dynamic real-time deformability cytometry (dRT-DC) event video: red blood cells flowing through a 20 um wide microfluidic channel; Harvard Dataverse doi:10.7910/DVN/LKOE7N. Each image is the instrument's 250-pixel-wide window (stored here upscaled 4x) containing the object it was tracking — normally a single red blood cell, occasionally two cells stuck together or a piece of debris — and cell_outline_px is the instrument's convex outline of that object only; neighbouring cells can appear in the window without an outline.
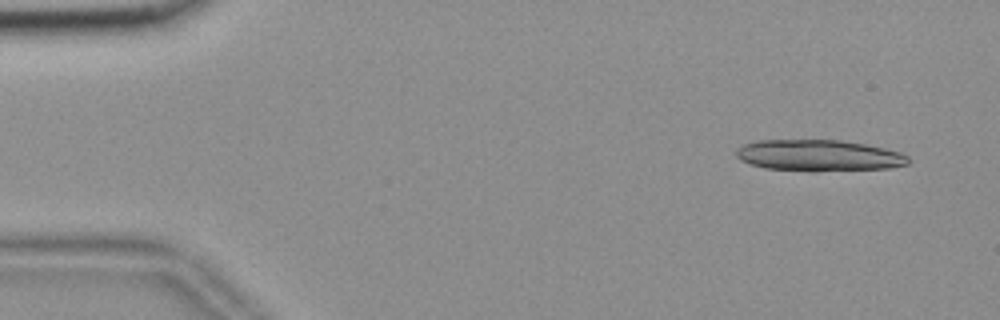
{"species": "common noctule bat (a hibernating species)", "species_latin": "Nyctalus noctula", "temperature_condition": "room temperature", "stored_images_in_passage": 20, "camera_frame_rate_fps": 3000, "um_per_image_px": 0.085, "animal": {"sex": "female", "body_mass_g": 18.4}, "frame": {"image": 1, "passage_image": 4, "time_ms": 1.0, "image_size_px": [1000, 320], "cell_outline_px": [[908, 164], [888, 168], [816, 172], [812, 172], [764, 168], [740, 160], [736, 156], [736, 148], [744, 144], [756, 140], [840, 140], [864, 144], [884, 148], [900, 152], [908, 156]], "centroid_in_image_um": [69.57, 13.22], "position_along_channel_um": 15.4, "area_um2": 31.67}}